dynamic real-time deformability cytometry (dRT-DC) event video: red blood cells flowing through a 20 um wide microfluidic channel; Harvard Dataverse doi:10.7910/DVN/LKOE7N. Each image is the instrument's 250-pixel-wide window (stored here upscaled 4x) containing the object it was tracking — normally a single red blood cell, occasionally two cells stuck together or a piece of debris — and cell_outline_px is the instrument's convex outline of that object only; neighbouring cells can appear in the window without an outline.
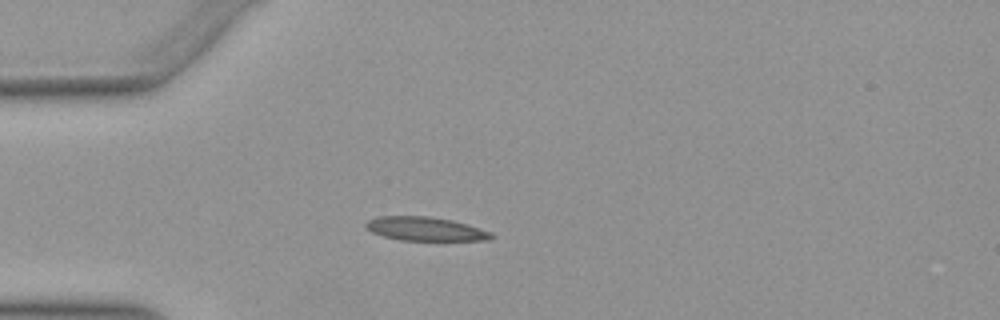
{"species": "Egyptian fruit bat (a non-hibernating species)", "species_latin": "Rousettus aegyptiacus", "temperature_condition": "warm", "stored_images_in_passage": 38, "camera_frame_rate_fps": 3000, "um_per_image_px": 0.085, "animal": {"sex": "female"}, "frame": {"image": 1, "passage_image": 1, "time_ms": 0.0, "image_size_px": [1000, 320], "cell_outline_px": [[496, 236], [492, 240], [400, 240], [384, 236], [372, 232], [364, 228], [364, 224], [368, 220], [380, 216], [428, 216], [452, 220], [468, 224], [492, 232]], "centroid_in_image_um": [36.18, 19.45], "position_along_channel_um": 48.8, "area_um2": 17.51}}
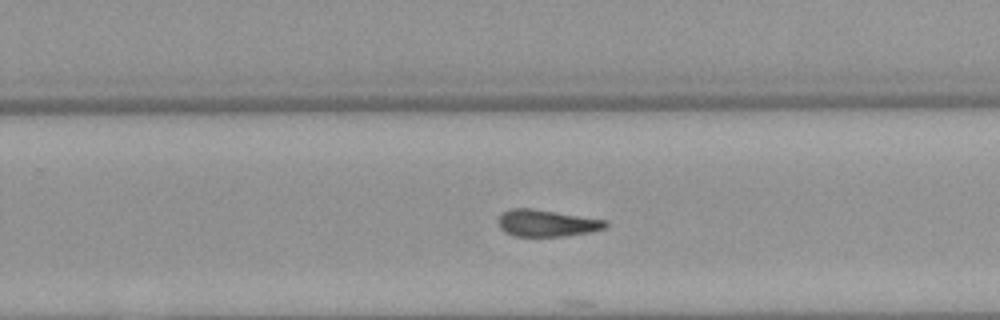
{"frame": {"image": 2, "passage_image": 20, "time_ms": 6.333, "image_size_px": [1000, 320], "cell_outline_px": [[608, 224], [604, 228], [588, 232], [564, 236], [512, 236], [504, 232], [500, 228], [500, 216], [504, 212], [512, 208], [532, 208], [608, 220]], "centroid_in_image_um": [46.48, 18.96], "position_along_channel_um": 283.3, "area_um2": 16.65}}
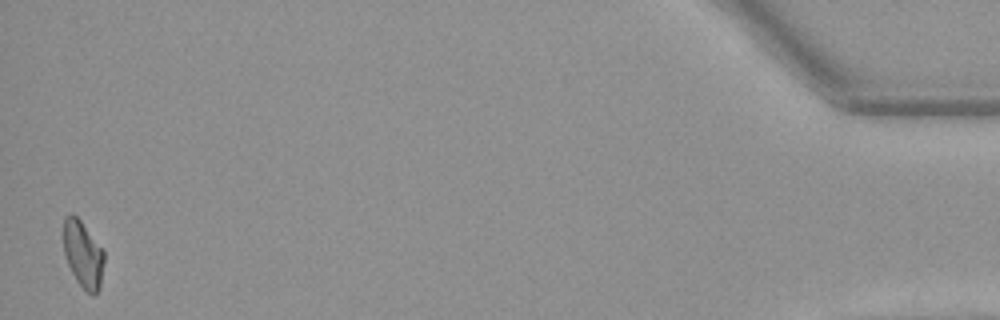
{"frame": {"image": 3, "passage_image": 38, "time_ms": 12.333, "image_size_px": [1000, 320], "cell_outline_px": [[104, 260], [100, 284], [96, 296], [92, 296], [76, 280], [64, 256], [64, 216], [76, 216], [80, 220], [104, 252]], "centroid_in_image_um": [7.06, 21.65], "position_along_channel_um": 428.1, "area_um2": 15.37}, "authors_computed_cell_mechanics": {"area_um2": 16.7042, "velocity_mm_per_s": 3.9431, "shape_relaxation_time_tau1_ms": 5.3121, "shape_relaxation_time_tau2_ms": null, "deformation_change_tau1": 0.1584, "deformation_change_tau2": null}}